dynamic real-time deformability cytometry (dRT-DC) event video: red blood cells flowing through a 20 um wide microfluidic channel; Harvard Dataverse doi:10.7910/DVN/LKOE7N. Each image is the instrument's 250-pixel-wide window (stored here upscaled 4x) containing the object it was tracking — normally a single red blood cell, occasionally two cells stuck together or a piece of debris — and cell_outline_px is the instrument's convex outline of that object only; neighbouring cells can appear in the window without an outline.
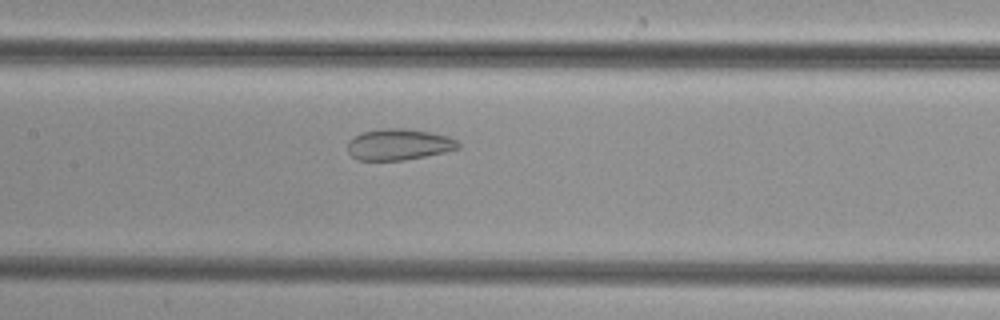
{"species": "common noctule bat (a hibernating species)", "species_latin": "Nyctalus noctula", "temperature_condition": "cold", "stored_images_in_passage": 50, "camera_frame_rate_fps": 3000, "um_per_image_px": 0.085, "animal": {"sex": "female", "body_mass_g": 29.2, "forearm_length_mm": 56.3}, "frame": {"image": 1, "passage_image": 24, "time_ms": 7.667, "image_size_px": [1000, 320], "cell_outline_px": [[460, 148], [444, 152], [404, 160], [356, 160], [348, 152], [348, 140], [364, 132], [384, 128], [404, 128], [432, 132], [448, 136], [456, 140], [460, 144]], "centroid_in_image_um": [33.91, 12.28], "position_along_channel_um": 173.5, "area_um2": 20.06}}
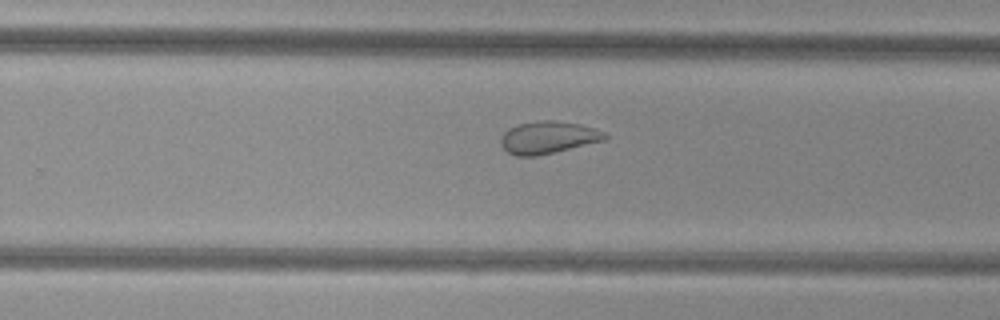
{"frame": {"image": 2, "passage_image": 32, "time_ms": 10.333, "image_size_px": [1000, 320], "cell_outline_px": [[608, 136], [604, 140], [536, 156], [516, 156], [508, 152], [500, 144], [500, 136], [508, 128], [520, 124], [536, 120], [552, 120], [580, 124], [604, 132]], "centroid_in_image_um": [46.54, 11.67], "position_along_channel_um": 283.3, "area_um2": 19.42}}
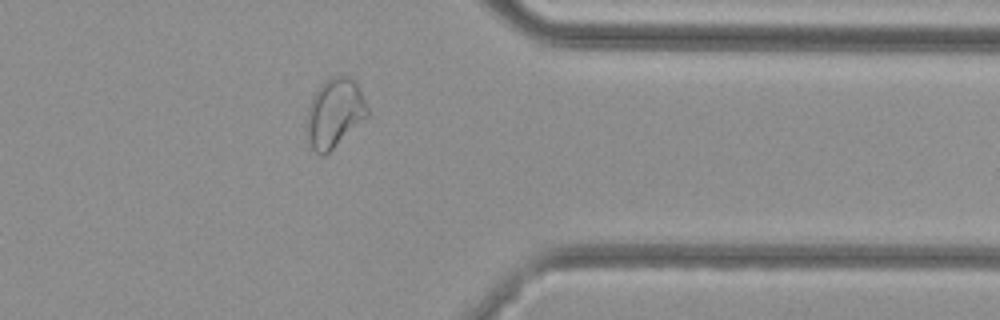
{"frame": {"image": 3, "passage_image": 40, "time_ms": 13.0, "image_size_px": [1000, 320], "cell_outline_px": [[368, 116], [324, 156], [320, 156], [312, 148], [304, 132], [308, 108], [320, 84], [328, 76], [352, 76], [360, 88], [368, 108]], "centroid_in_image_um": [28.42, 9.59], "position_along_channel_um": 383.0, "area_um2": 24.62}}